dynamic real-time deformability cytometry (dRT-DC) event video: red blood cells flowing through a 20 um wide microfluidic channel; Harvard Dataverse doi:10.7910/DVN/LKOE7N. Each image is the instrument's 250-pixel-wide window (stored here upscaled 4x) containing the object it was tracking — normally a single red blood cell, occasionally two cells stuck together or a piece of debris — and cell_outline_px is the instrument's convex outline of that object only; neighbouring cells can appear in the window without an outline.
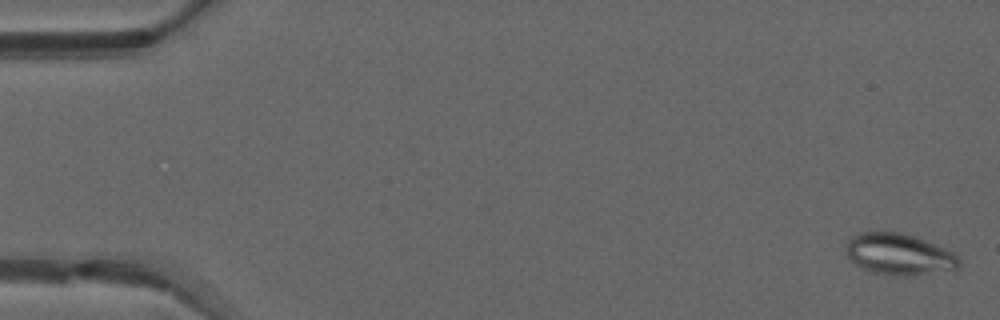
{"species": "common noctule bat (a hibernating species)", "species_latin": "Nyctalus noctula", "temperature_condition": "warm", "stored_images_in_passage": 50, "camera_frame_rate_fps": 3000, "um_per_image_px": 0.085, "animal": {"sex": "male", "forearm_length_mm": 52.5}, "frame": {"image": 1, "passage_image": 1, "time_ms": 0.0, "image_size_px": [1000, 320], "cell_outline_px": [[960, 268], [952, 272], [916, 276], [896, 276], [872, 272], [856, 264], [844, 252], [844, 248], [848, 240], [852, 236], [860, 232], [900, 232], [916, 236], [956, 252], [960, 260]], "centroid_in_image_um": [76.51, 21.63], "position_along_channel_um": 8.5, "area_um2": 28.15}}
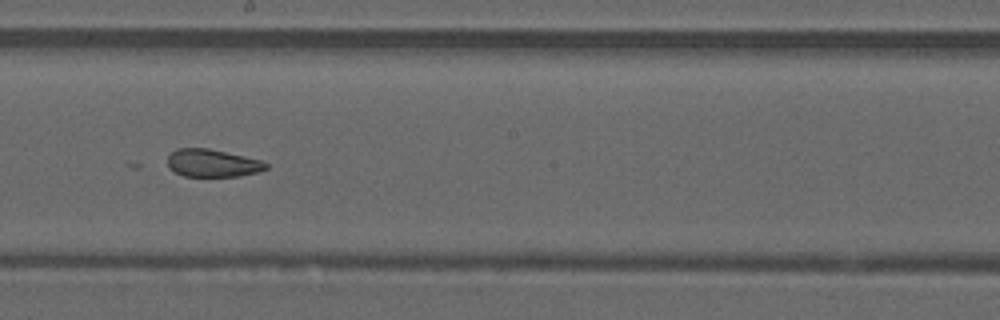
{"frame": {"image": 2, "passage_image": 28, "time_ms": 9.0, "image_size_px": [1000, 320], "cell_outline_px": [[268, 168], [260, 172], [240, 176], [184, 176], [168, 168], [168, 156], [172, 152], [180, 148], [208, 148], [244, 156], [260, 160], [268, 164]], "centroid_in_image_um": [18.08, 13.87], "position_along_channel_um": 230.1, "area_um2": 15.84}}
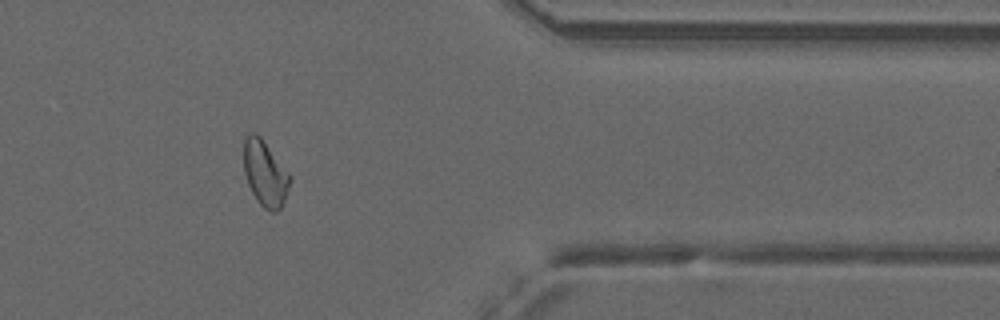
{"frame": {"image": 3, "passage_image": 41, "time_ms": 13.333, "image_size_px": [1000, 320], "cell_outline_px": [[292, 180], [284, 200], [280, 208], [276, 212], [272, 212], [264, 208], [256, 200], [248, 184], [244, 172], [244, 140], [248, 132], [256, 132], [260, 136], [292, 176]], "centroid_in_image_um": [22.54, 14.73], "position_along_channel_um": 388.9, "area_um2": 17.74}, "authors_computed_cell_mechanics": {"area_um2": 19.5364, "velocity_mm_per_s": 4.106, "shape_relaxation_time_tau1_ms": null, "shape_relaxation_time_tau2_ms": 1.8741, "deformation_change_tau1": null, "deformation_change_tau2": 0.0681}}